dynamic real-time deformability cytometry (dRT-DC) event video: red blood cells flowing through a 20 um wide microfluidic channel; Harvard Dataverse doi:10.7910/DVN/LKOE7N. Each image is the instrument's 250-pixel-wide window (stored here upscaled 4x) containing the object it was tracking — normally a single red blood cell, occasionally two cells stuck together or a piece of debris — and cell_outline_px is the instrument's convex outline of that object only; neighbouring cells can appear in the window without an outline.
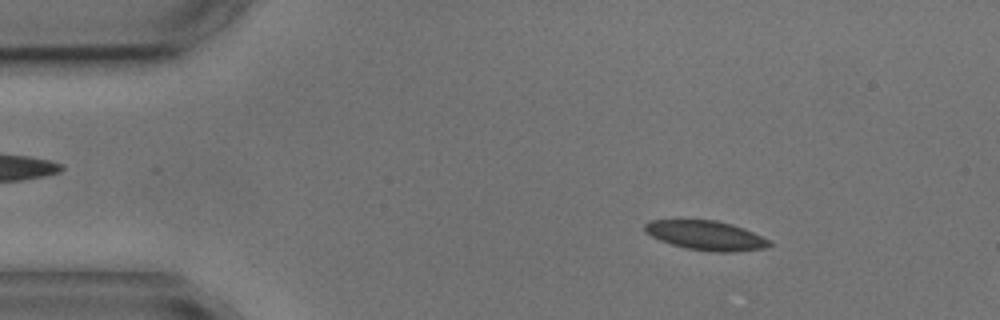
{"species": "common noctule bat (a hibernating species)", "species_latin": "Nyctalus noctula", "temperature_condition": "cold", "stored_images_in_passage": 4, "camera_frame_rate_fps": 3000, "um_per_image_px": 0.085, "animal": {"sex": "male", "body_mass_g": 17.9, "forearm_length_mm": 54.2}, "frame": {"image": 1, "passage_image": 2, "time_ms": 1.333, "image_size_px": [1000, 320], "cell_outline_px": [[772, 244], [764, 248], [732, 252], [716, 252], [688, 248], [672, 244], [660, 240], [644, 232], [644, 224], [652, 220], [716, 220], [732, 224], [744, 228], [768, 240]], "centroid_in_image_um": [59.98, 20.0], "position_along_channel_um": 25.0, "area_um2": 21.04}}